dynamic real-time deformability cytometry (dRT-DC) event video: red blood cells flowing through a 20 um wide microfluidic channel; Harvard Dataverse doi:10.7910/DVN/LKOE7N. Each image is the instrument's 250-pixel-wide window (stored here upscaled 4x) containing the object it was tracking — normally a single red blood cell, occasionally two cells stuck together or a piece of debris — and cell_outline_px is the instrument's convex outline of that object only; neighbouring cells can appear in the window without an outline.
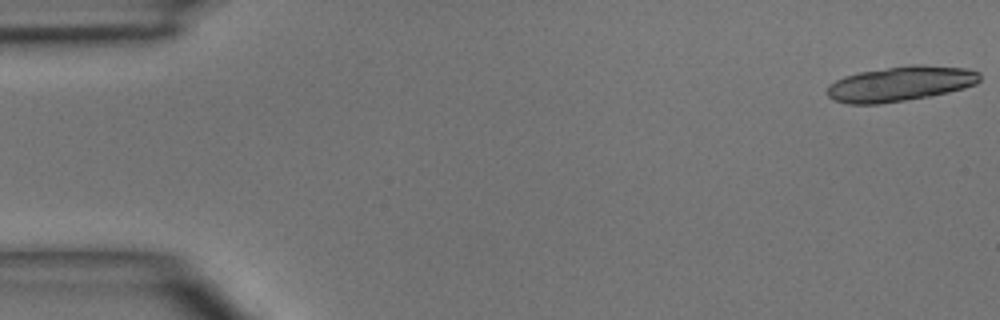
{"species": "common noctule bat (a hibernating species)", "species_latin": "Nyctalus noctula", "temperature_condition": "room temperature", "stored_images_in_passage": 6, "camera_frame_rate_fps": 3000, "um_per_image_px": 0.085, "animal": {"sex": "male", "body_mass_g": 15.6}, "frame": {"image": 1, "passage_image": 1, "time_ms": 0.0, "image_size_px": [1000, 320], "cell_outline_px": [[980, 80], [976, 84], [964, 88], [948, 92], [928, 96], [880, 104], [848, 104], [836, 100], [828, 96], [828, 84], [844, 76], [860, 72], [912, 64], [920, 64], [968, 68], [980, 72]], "centroid_in_image_um": [76.56, 7.11], "position_along_channel_um": 8.4, "area_um2": 31.04}}
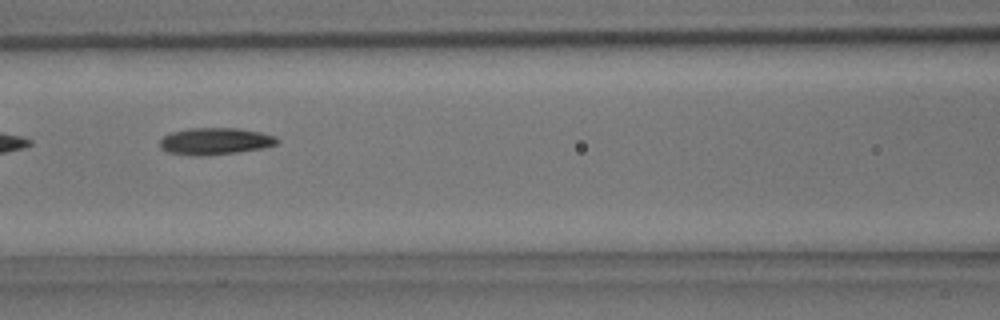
{"frame": {"image": 2, "passage_image": 6, "time_ms": 6.667, "image_size_px": [1000, 320], "cell_outline_px": [[280, 140], [276, 144], [264, 148], [236, 152], [196, 156], [168, 152], [160, 148], [160, 140], [164, 136], [172, 132], [188, 128], [236, 128], [260, 132], [276, 136]], "centroid_in_image_um": [18.29, 11.99], "position_along_channel_um": 148.3, "area_um2": 18.26}}